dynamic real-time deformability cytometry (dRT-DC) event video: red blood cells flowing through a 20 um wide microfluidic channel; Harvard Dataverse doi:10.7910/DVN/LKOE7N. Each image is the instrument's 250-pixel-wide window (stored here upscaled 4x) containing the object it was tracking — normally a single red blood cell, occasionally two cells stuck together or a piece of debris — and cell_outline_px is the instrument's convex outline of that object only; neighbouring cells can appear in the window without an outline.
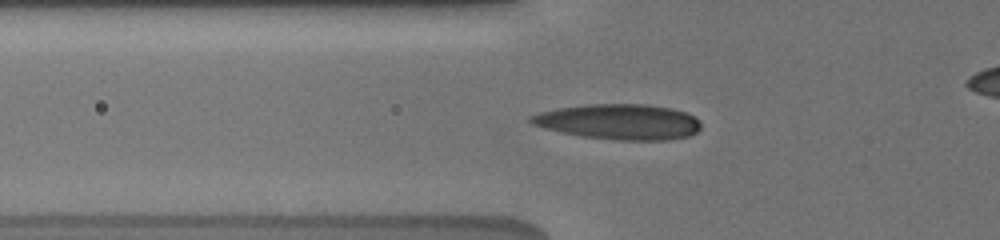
{"species": "human", "species_latin": "Homo sapiens", "temperature_condition": "cold", "stored_images_in_passage": 36, "camera_frame_rate_fps": 3000, "um_per_image_px": 0.085, "donor": {"sex": "male"}, "frame": {"image": 1, "passage_image": 17, "time_ms": 5.667, "image_size_px": [1000, 240], "cell_outline_px": [[700, 128], [696, 132], [688, 136], [668, 140], [616, 140], [580, 136], [544, 128], [532, 124], [528, 120], [528, 116], [540, 112], [556, 108], [584, 104], [648, 104], [672, 108], [684, 112], [700, 120]], "centroid_in_image_um": [52.59, 10.34], "position_along_channel_um": 73.2, "area_um2": 35.26}}
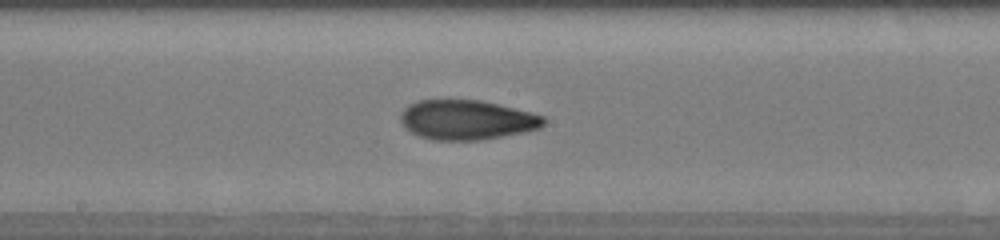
{"frame": {"image": 2, "passage_image": 24, "time_ms": 9.333, "image_size_px": [1000, 240], "cell_outline_px": [[548, 120], [540, 128], [524, 132], [504, 136], [480, 140], [432, 140], [420, 136], [404, 128], [400, 120], [400, 112], [408, 104], [416, 100], [480, 100], [532, 112], [544, 116]], "centroid_in_image_um": [39.67, 10.19], "position_along_channel_um": 208.5, "area_um2": 33.35}}
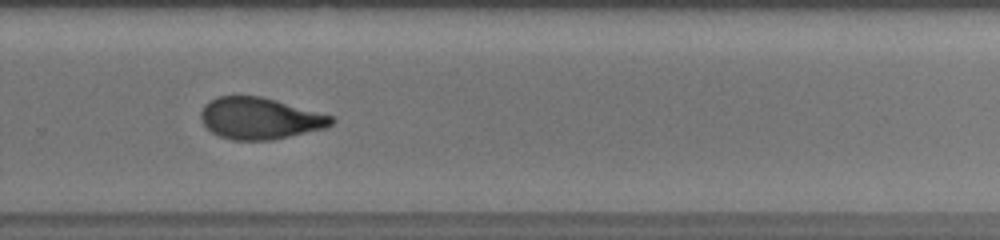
{"frame": {"image": 3, "passage_image": 29, "time_ms": 12.0, "image_size_px": [1000, 240], "cell_outline_px": [[336, 120], [332, 124], [324, 128], [272, 140], [232, 140], [220, 136], [212, 132], [204, 124], [200, 116], [200, 112], [204, 104], [208, 100], [216, 96], [260, 96], [276, 100], [332, 116]], "centroid_in_image_um": [22.05, 10.05], "position_along_channel_um": 307.8, "area_um2": 31.5}, "authors_computed_cell_mechanics": {"area_um2": 31.501, "velocity_mm_per_s": 3.7412, "shape_relaxation_time_tau1_ms": 4.4047, "shape_relaxation_time_tau2_ms": 2.8364, "deformation_change_tau1": 0.1795, "deformation_change_tau2": 0.0905}}